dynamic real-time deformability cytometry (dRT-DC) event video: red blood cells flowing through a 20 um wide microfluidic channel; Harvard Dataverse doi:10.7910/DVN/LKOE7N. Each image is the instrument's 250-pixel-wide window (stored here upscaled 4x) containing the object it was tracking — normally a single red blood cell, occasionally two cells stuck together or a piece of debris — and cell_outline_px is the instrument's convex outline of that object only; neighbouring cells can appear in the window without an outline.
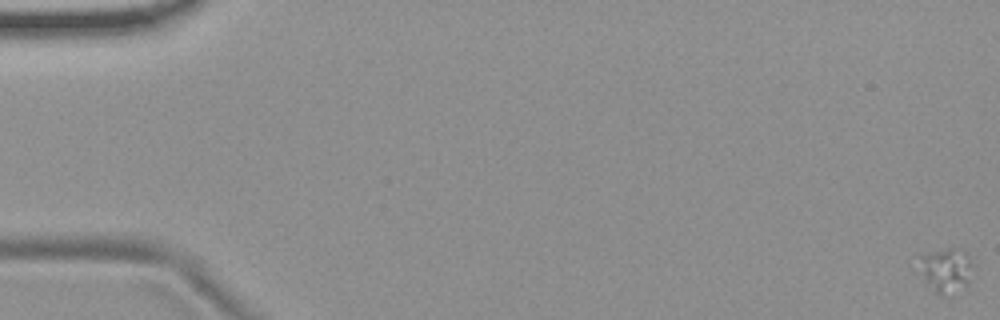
{"species": "common noctule bat (a hibernating species)", "species_latin": "Nyctalus noctula", "temperature_condition": "room temperature", "stored_images_in_passage": 58, "camera_frame_rate_fps": 3000, "um_per_image_px": 0.085, "animal": {"sex": "female", "body_mass_g": 19.9}, "frame": {"image": 1, "passage_image": 1, "time_ms": 0.0, "image_size_px": [1000, 320], "cell_outline_px": [[972, 264], [968, 284], [940, 296], [924, 284], [920, 256], [928, 252], [948, 248], [952, 248], [964, 252], [968, 256]], "centroid_in_image_um": [80.38, 22.96], "position_along_channel_um": 4.6, "area_um2": 13.41}}
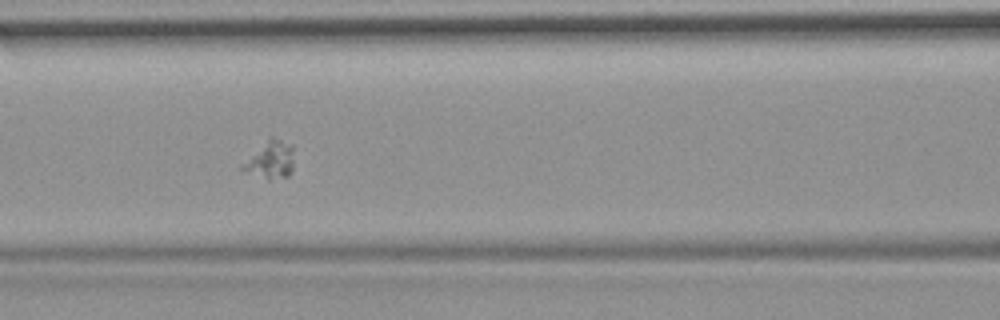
{"frame": {"image": 2, "passage_image": 26, "time_ms": 8.333, "image_size_px": [1000, 320], "cell_outline_px": [[292, 168], [288, 176], [268, 180], [240, 168], [240, 164], [268, 136], [272, 136], [292, 144]], "centroid_in_image_um": [22.95, 13.54], "position_along_channel_um": 143.6, "area_um2": 11.39}}
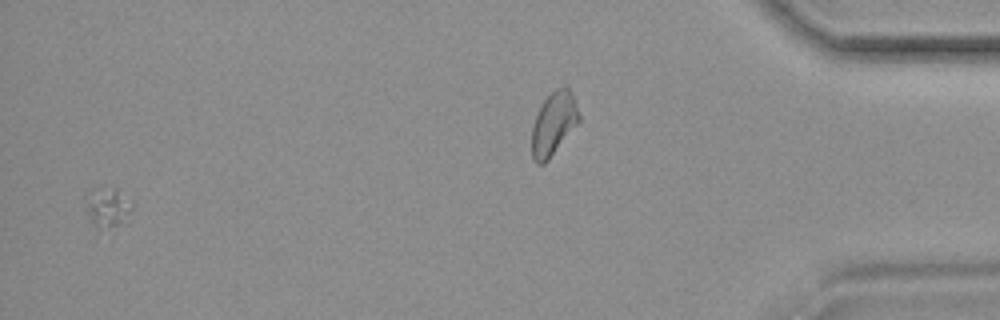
{"frame": {"image": 3, "passage_image": 56, "time_ms": 18.333, "image_size_px": [1000, 320], "cell_outline_px": [[136, 208], [128, 224], [100, 228], [92, 224], [88, 208], [88, 192], [92, 188], [100, 184], [116, 188], [132, 200], [136, 204]], "centroid_in_image_um": [9.31, 17.58], "position_along_channel_um": 425.9, "area_um2": 11.5}}